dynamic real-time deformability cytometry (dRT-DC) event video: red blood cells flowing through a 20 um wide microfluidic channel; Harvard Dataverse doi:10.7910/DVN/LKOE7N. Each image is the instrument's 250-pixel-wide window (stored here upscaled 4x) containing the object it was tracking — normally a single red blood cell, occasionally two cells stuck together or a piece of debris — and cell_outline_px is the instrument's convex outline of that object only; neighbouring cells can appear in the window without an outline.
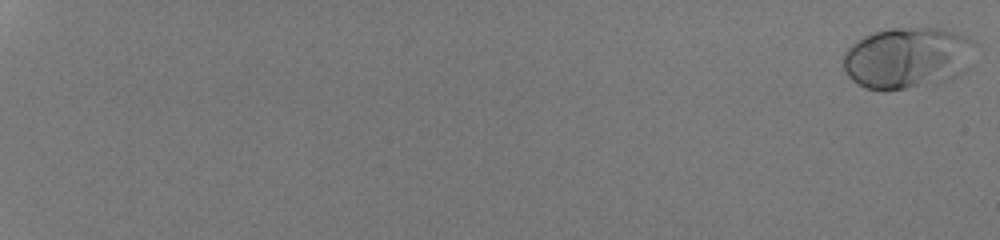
{"species": "human", "species_latin": "Homo sapiens", "temperature_condition": "room temperature", "stored_images_in_passage": 54, "camera_frame_rate_fps": 3000, "um_per_image_px": 0.085, "donor": {"sex": "male"}, "frame": {"image": 1, "passage_image": 1, "time_ms": 0.0, "image_size_px": [1000, 240], "cell_outline_px": [[976, 44], [968, 68], [960, 76], [944, 80], [884, 92], [864, 88], [852, 80], [848, 76], [844, 68], [844, 52], [852, 44], [864, 36], [872, 32], [888, 28], [944, 28], [968, 36]], "centroid_in_image_um": [77.14, 4.9], "position_along_channel_um": 7.9, "area_um2": 47.45}}
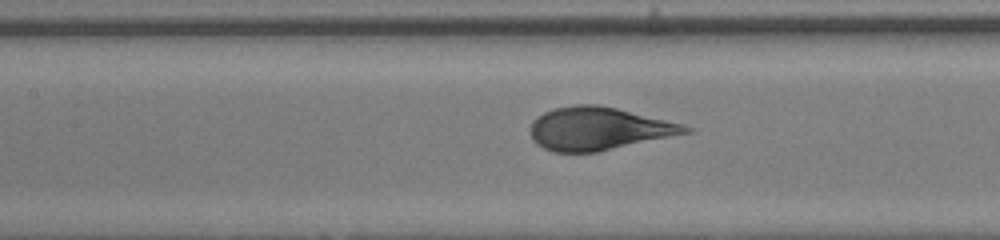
{"frame": {"image": 2, "passage_image": 31, "time_ms": 10.0, "image_size_px": [1000, 240], "cell_outline_px": [[692, 132], [596, 152], [552, 152], [536, 144], [532, 140], [528, 132], [528, 128], [532, 120], [536, 116], [552, 108], [576, 104], [596, 104], [616, 108], [684, 124], [692, 128]], "centroid_in_image_um": [50.81, 10.93], "position_along_channel_um": 156.6, "area_um2": 39.02}}
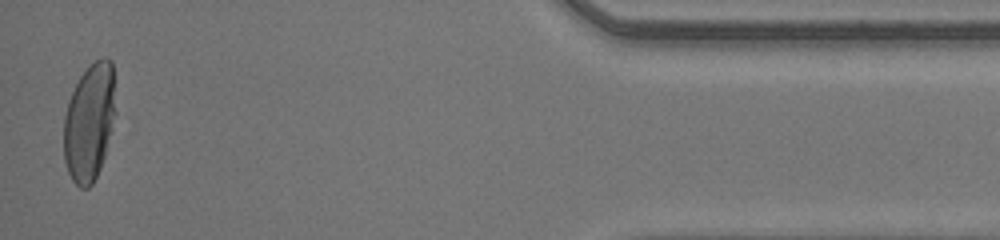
{"frame": {"image": 3, "passage_image": 54, "time_ms": 17.667, "image_size_px": [1000, 240], "cell_outline_px": [[116, 112], [112, 128], [104, 156], [100, 168], [92, 184], [88, 188], [80, 188], [72, 180], [68, 172], [64, 160], [64, 116], [68, 100], [80, 76], [96, 60], [104, 56], [112, 60]], "centroid_in_image_um": [7.6, 10.38], "position_along_channel_um": 427.6, "area_um2": 35.49}}